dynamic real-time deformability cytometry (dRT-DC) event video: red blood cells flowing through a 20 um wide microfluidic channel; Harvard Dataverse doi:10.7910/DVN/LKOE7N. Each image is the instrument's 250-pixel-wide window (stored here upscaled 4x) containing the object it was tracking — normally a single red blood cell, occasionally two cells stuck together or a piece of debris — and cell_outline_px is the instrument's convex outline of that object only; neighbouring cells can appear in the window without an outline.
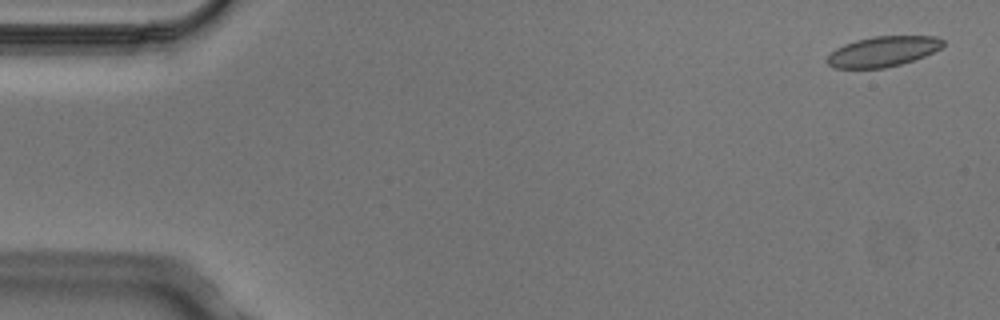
{"species": "Egyptian fruit bat (a non-hibernating species)", "species_latin": "Rousettus aegyptiacus", "temperature_condition": "cold", "stored_images_in_passage": 8, "camera_frame_rate_fps": 3000, "um_per_image_px": 0.085, "animal": {"sex": "male"}, "frame": {"image": 1, "passage_image": 1, "time_ms": 0.0, "image_size_px": [1000, 320], "cell_outline_px": [[944, 44], [940, 48], [924, 56], [900, 64], [884, 68], [832, 68], [824, 60], [836, 48], [844, 44], [856, 40], [872, 36], [936, 36], [944, 40]], "centroid_in_image_um": [75.01, 4.37], "position_along_channel_um": 10.0, "area_um2": 20.4}}
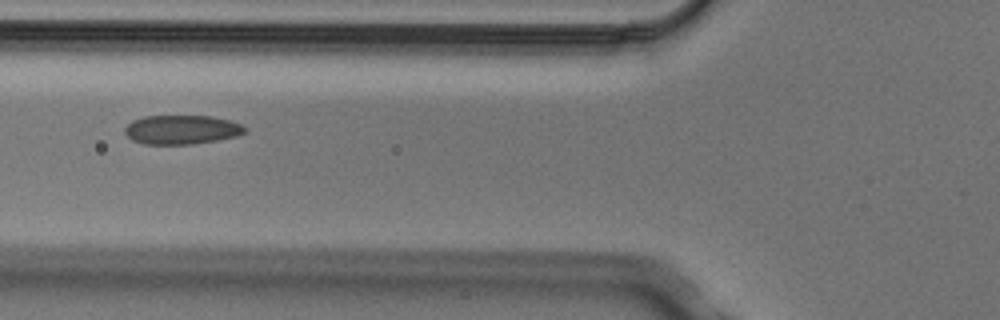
{"frame": {"image": 2, "passage_image": 6, "time_ms": 1.667, "image_size_px": [1000, 320], "cell_outline_px": [[248, 132], [236, 136], [216, 140], [192, 144], [144, 144], [132, 140], [124, 132], [124, 128], [132, 120], [144, 116], [212, 116], [228, 120], [240, 124], [248, 128]], "centroid_in_image_um": [15.44, 11.02], "position_along_channel_um": 110.4, "area_um2": 20.4}}
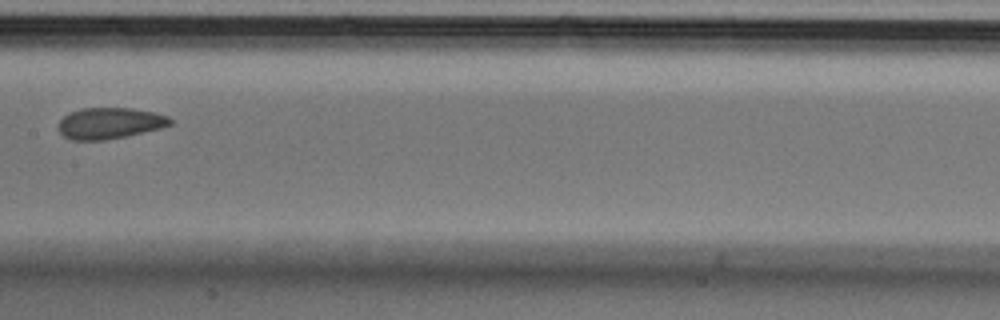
{"frame": {"image": 3, "passage_image": 8, "time_ms": 2.333, "image_size_px": [1000, 320], "cell_outline_px": [[172, 124], [160, 128], [124, 136], [104, 140], [72, 140], [64, 136], [60, 132], [60, 120], [64, 116], [80, 108], [132, 108], [156, 112], [168, 116], [172, 120]], "centroid_in_image_um": [9.35, 10.46], "position_along_channel_um": 198.0, "area_um2": 20.11}}